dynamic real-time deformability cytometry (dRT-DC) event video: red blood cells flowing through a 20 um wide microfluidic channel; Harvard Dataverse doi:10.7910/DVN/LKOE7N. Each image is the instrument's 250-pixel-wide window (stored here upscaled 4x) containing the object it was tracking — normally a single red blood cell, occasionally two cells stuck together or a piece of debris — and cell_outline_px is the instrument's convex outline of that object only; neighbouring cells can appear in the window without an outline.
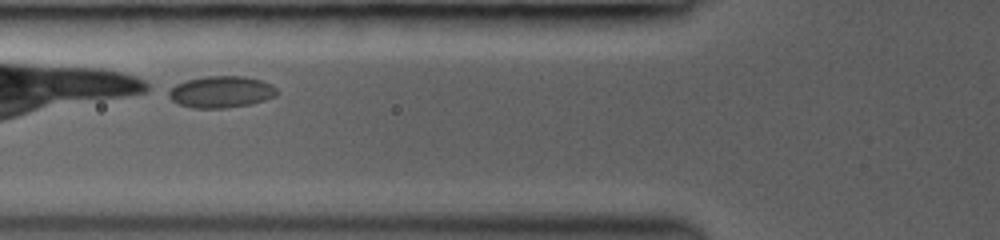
{"species": "common noctule bat (a hibernating species)", "species_latin": "Nyctalus noctula", "temperature_condition": "room temperature", "stored_images_in_passage": 17, "camera_frame_rate_fps": 3000, "um_per_image_px": 0.085, "animal": {"sex": "female", "body_mass_g": 19.0, "forearm_length_mm": 53.3}, "frame": {"image": 1, "passage_image": 3, "time_ms": 2.0, "image_size_px": [1000, 240], "cell_outline_px": [[280, 92], [276, 96], [264, 100], [248, 104], [224, 108], [192, 108], [180, 104], [172, 100], [164, 92], [176, 84], [188, 80], [208, 76], [244, 76], [260, 80], [272, 84]], "centroid_in_image_um": [18.79, 7.81], "position_along_channel_um": 107.0, "area_um2": 20.0}}
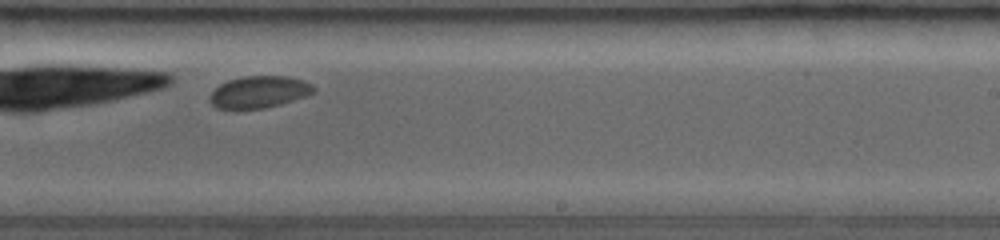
{"frame": {"image": 2, "passage_image": 12, "time_ms": 6.0, "image_size_px": [1000, 240], "cell_outline_px": [[316, 92], [280, 104], [264, 108], [216, 108], [208, 100], [208, 96], [220, 84], [228, 80], [244, 76], [288, 76], [304, 80], [312, 84], [316, 88]], "centroid_in_image_um": [22.03, 7.8], "position_along_channel_um": 267.0, "area_um2": 19.25}}
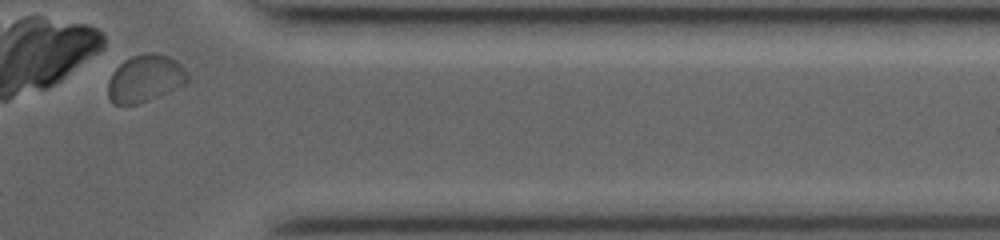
{"frame": {"image": 3, "passage_image": 17, "time_ms": 9.333, "image_size_px": [1000, 240], "cell_outline_px": [[188, 80], [184, 84], [176, 88], [140, 104], [112, 104], [108, 96], [108, 80], [112, 72], [124, 60], [132, 56], [144, 52], [156, 52], [168, 56], [176, 60], [188, 72]], "centroid_in_image_um": [12.32, 6.65], "position_along_channel_um": 399.1, "area_um2": 22.02}}